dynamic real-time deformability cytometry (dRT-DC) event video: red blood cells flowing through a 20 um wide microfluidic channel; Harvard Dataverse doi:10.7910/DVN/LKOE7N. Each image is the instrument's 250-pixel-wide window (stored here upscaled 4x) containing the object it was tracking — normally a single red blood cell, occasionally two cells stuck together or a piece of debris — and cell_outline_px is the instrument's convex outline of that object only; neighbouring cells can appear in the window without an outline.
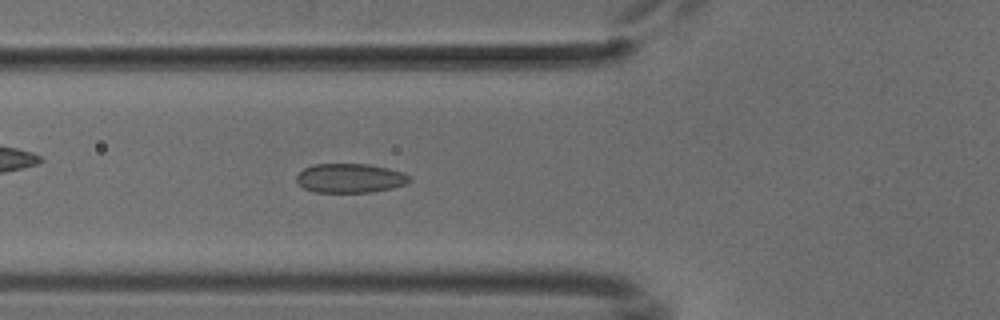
{"species": "common noctule bat (a hibernating species)", "species_latin": "Nyctalus noctula", "temperature_condition": "cold", "stored_images_in_passage": 49, "camera_frame_rate_fps": 3000, "um_per_image_px": 0.085, "animal": {"sex": "male", "body_mass_g": 18.8}, "frame": {"image": 1, "passage_image": 18, "time_ms": 5.667, "image_size_px": [1000, 320], "cell_outline_px": [[412, 180], [404, 184], [392, 188], [372, 192], [316, 192], [304, 188], [296, 180], [296, 176], [304, 168], [312, 164], [368, 164], [388, 168], [404, 172]], "centroid_in_image_um": [29.76, 15.14], "position_along_channel_um": 96.0, "area_um2": 19.19}}
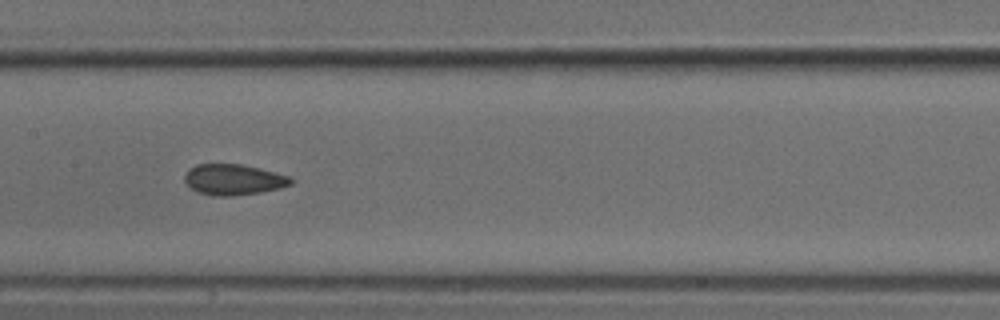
{"frame": {"image": 2, "passage_image": 25, "time_ms": 8.0, "image_size_px": [1000, 320], "cell_outline_px": [[292, 184], [280, 188], [260, 192], [232, 196], [212, 196], [196, 192], [184, 180], [184, 176], [196, 164], [240, 164], [276, 172], [292, 176]], "centroid_in_image_um": [19.87, 15.27], "position_along_channel_um": 187.5, "area_um2": 19.02}}
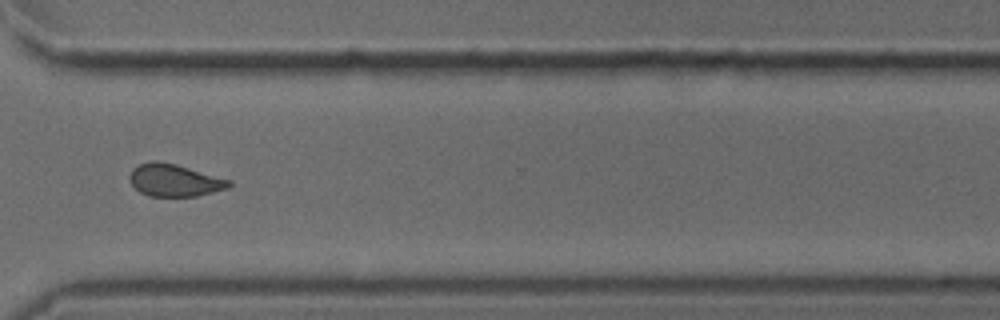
{"frame": {"image": 3, "passage_image": 38, "time_ms": 12.333, "image_size_px": [1000, 320], "cell_outline_px": [[232, 184], [228, 188], [196, 196], [148, 196], [140, 192], [132, 184], [128, 176], [132, 168], [140, 164], [152, 160], [160, 160], [176, 164], [232, 180]], "centroid_in_image_um": [14.82, 15.31], "position_along_channel_um": 355.8, "area_um2": 18.84}}